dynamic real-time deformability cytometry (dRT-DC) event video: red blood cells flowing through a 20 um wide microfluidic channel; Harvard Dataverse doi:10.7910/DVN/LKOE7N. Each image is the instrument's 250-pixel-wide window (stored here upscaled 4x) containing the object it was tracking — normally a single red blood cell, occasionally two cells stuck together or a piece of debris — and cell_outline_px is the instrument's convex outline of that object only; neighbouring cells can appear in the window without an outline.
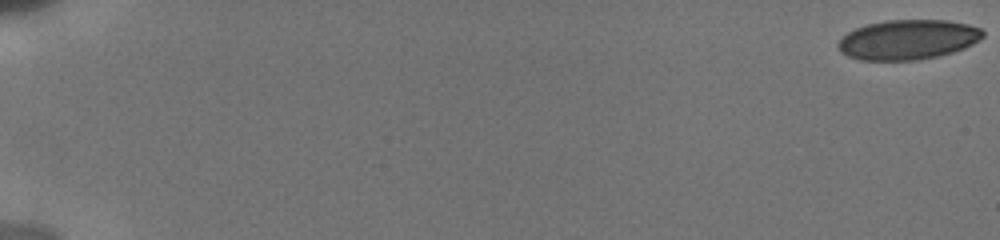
{"species": "human", "species_latin": "Homo sapiens", "temperature_condition": "cold", "stored_images_in_passage": 58, "camera_frame_rate_fps": 3000, "um_per_image_px": 0.085, "donor": {"sex": "male"}, "frame": {"image": 1, "passage_image": 1, "time_ms": 0.0, "image_size_px": [1000, 240], "cell_outline_px": [[984, 36], [980, 40], [964, 48], [952, 52], [920, 60], [860, 60], [848, 56], [840, 52], [836, 44], [848, 32], [856, 28], [868, 24], [888, 20], [944, 20], [968, 24], [980, 28], [984, 32]], "centroid_in_image_um": [77.17, 3.37], "position_along_channel_um": 7.8, "area_um2": 33.52}}
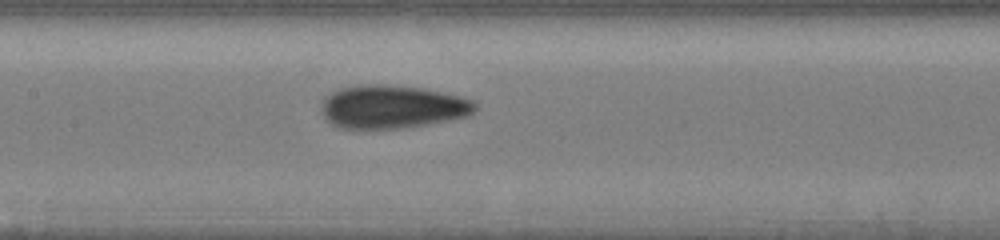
{"frame": {"image": 2, "passage_image": 34, "time_ms": 9.667, "image_size_px": [1000, 240], "cell_outline_px": [[476, 108], [468, 116], [424, 124], [400, 128], [336, 128], [320, 112], [320, 104], [324, 96], [340, 88], [356, 84], [384, 84], [424, 88], [460, 96], [476, 100]], "centroid_in_image_um": [33.29, 9.05], "position_along_channel_um": 174.1, "area_um2": 38.96}}
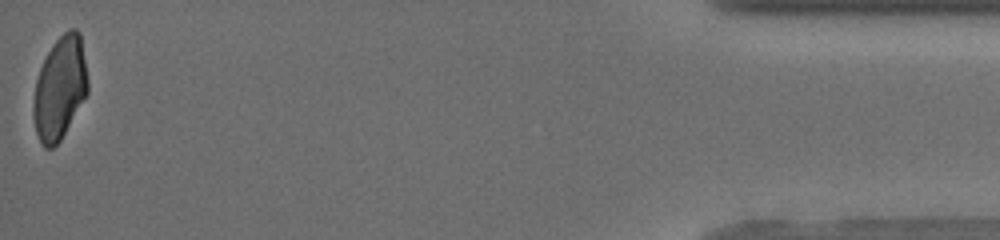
{"frame": {"image": 3, "passage_image": 58, "time_ms": 18.333, "image_size_px": [1000, 240], "cell_outline_px": [[88, 92], [60, 140], [52, 148], [44, 148], [36, 132], [32, 116], [32, 108], [36, 80], [40, 68], [52, 44], [68, 28], [76, 28], [80, 32], [88, 80]], "centroid_in_image_um": [5.08, 7.47], "position_along_channel_um": 430.1, "area_um2": 32.43}, "authors_computed_cell_mechanics": {"area_um2": 35.836, "velocity_mm_per_s": 3.8506, "shape_relaxation_time_tau1_ms": 5.7218, "shape_relaxation_time_tau2_ms": 1.284, "deformation_change_tau1": 0.1473, "deformation_change_tau2": 0.0761}}